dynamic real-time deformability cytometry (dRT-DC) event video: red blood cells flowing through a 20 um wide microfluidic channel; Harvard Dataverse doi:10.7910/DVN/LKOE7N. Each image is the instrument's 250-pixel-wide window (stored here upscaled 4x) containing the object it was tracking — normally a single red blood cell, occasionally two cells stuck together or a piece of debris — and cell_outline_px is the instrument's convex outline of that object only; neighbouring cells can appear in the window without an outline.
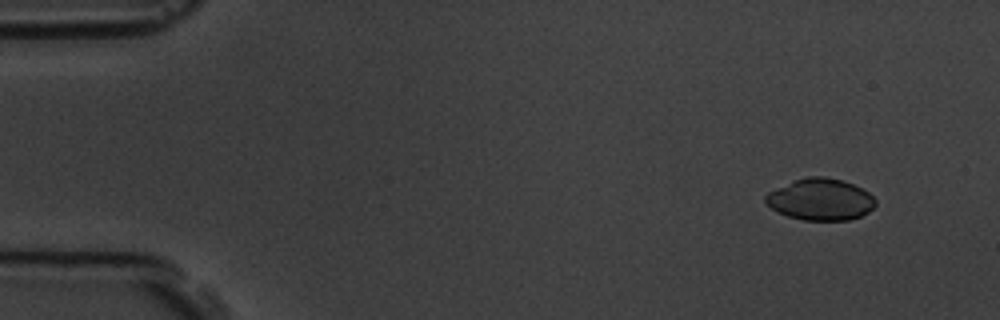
{"species": "common noctule bat (a hibernating species)", "species_latin": "Nyctalus noctula", "temperature_condition": "room temperature", "stored_images_in_passage": 4, "camera_frame_rate_fps": 3000, "um_per_image_px": 0.085, "animal": {"sex": "male", "body_mass_g": 19.5, "forearm_length_mm": 54.6}, "frame": {"image": 1, "passage_image": 1, "time_ms": 0.0, "image_size_px": [1000, 320], "cell_outline_px": [[876, 204], [868, 212], [860, 216], [848, 220], [804, 220], [788, 216], [772, 208], [764, 200], [764, 196], [768, 192], [792, 180], [808, 176], [824, 176], [840, 180], [852, 184], [868, 192], [876, 200]], "centroid_in_image_um": [69.72, 16.94], "position_along_channel_um": 15.3, "area_um2": 26.53}}
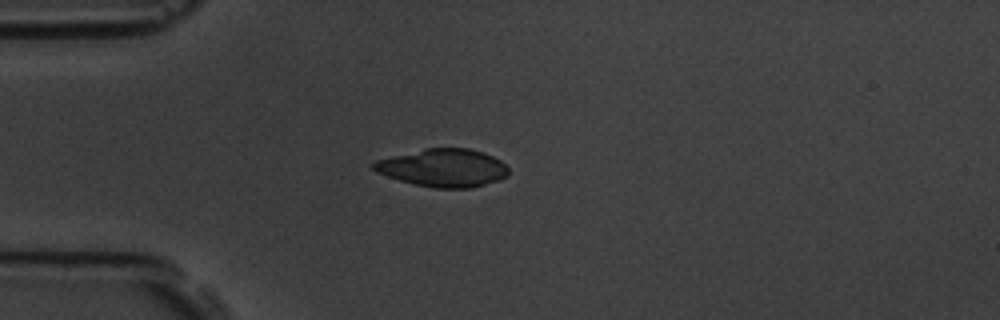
{"frame": {"image": 2, "passage_image": 4, "time_ms": 3.333, "image_size_px": [1000, 320], "cell_outline_px": [[508, 176], [500, 180], [472, 188], [432, 188], [400, 180], [376, 172], [372, 168], [372, 164], [376, 160], [424, 148], [468, 148], [484, 152], [500, 160], [508, 168]], "centroid_in_image_um": [37.69, 14.27], "position_along_channel_um": 47.3, "area_um2": 29.82}}